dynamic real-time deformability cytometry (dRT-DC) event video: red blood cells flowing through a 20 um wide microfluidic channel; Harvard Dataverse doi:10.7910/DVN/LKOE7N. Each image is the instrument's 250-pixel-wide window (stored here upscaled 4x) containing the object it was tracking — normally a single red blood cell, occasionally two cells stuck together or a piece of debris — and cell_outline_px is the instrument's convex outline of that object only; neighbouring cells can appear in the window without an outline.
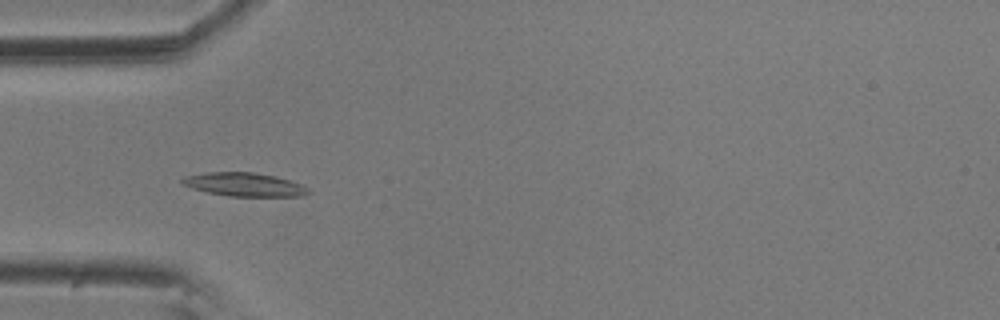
{"species": "common noctule bat (a hibernating species)", "species_latin": "Nyctalus noctula", "temperature_condition": "room temperature", "stored_images_in_passage": 57, "camera_frame_rate_fps": 3000, "um_per_image_px": 0.085, "animal": {"sex": "male", "body_mass_g": 20.5, "forearm_length_mm": 52.5}, "frame": {"image": 1, "passage_image": 18, "time_ms": 5.667, "image_size_px": [1000, 320], "cell_outline_px": [[312, 192], [304, 196], [228, 196], [208, 192], [192, 188], [180, 184], [180, 180], [184, 176], [204, 172], [252, 172], [276, 176], [300, 184], [308, 188]], "centroid_in_image_um": [20.74, 15.68], "position_along_channel_um": 64.3, "area_um2": 17.4}}
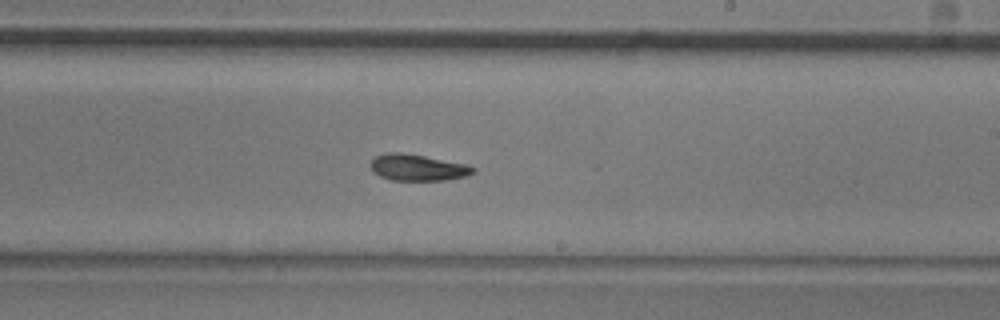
{"frame": {"image": 2, "passage_image": 34, "time_ms": 11.0, "image_size_px": [1000, 320], "cell_outline_px": [[476, 172], [464, 176], [444, 180], [392, 180], [380, 176], [372, 172], [368, 164], [376, 156], [388, 152], [400, 152], [424, 156], [468, 164], [476, 168]], "centroid_in_image_um": [35.48, 14.23], "position_along_channel_um": 253.5, "area_um2": 15.84}}
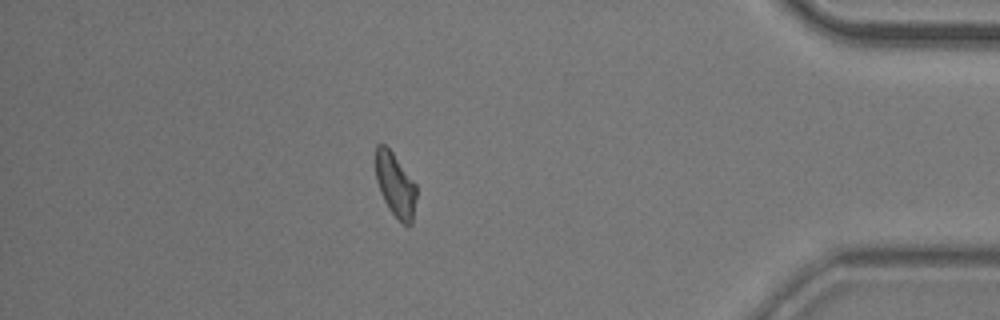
{"frame": {"image": 3, "passage_image": 50, "time_ms": 16.333, "image_size_px": [1000, 320], "cell_outline_px": [[416, 196], [412, 224], [404, 224], [388, 208], [380, 192], [376, 180], [376, 144], [384, 144], [392, 152], [416, 184]], "centroid_in_image_um": [33.6, 15.71], "position_along_channel_um": 401.6, "area_um2": 14.91}, "authors_computed_cell_mechanics": {"area_um2": 16.184, "velocity_mm_per_s": 3.5504, "shape_relaxation_time_tau1_ms": 3.4732, "shape_relaxation_time_tau2_ms": 10.3425, "deformation_change_tau1": 0.1466, "deformation_change_tau2": 0.1608}}